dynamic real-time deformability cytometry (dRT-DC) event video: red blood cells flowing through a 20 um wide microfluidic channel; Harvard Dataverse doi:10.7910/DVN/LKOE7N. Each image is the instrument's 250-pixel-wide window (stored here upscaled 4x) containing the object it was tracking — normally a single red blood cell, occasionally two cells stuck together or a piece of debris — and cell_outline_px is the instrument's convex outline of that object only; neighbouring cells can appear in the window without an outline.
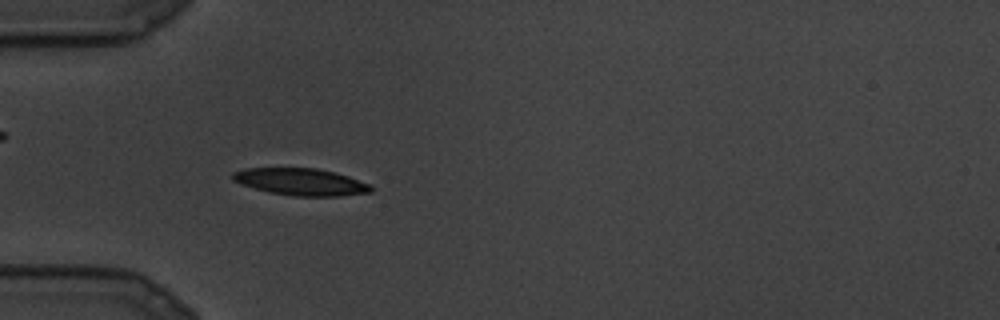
{"species": "common noctule bat (a hibernating species)", "species_latin": "Nyctalus noctula", "temperature_condition": "cold", "stored_images_in_passage": 8, "camera_frame_rate_fps": 3000, "um_per_image_px": 0.085, "animal": {"sex": "male", "body_mass_g": 19.5, "forearm_length_mm": 54.6}, "frame": {"image": 1, "passage_image": 1, "time_ms": 0.0, "image_size_px": [1000, 320], "cell_outline_px": [[372, 192], [340, 196], [296, 196], [268, 192], [232, 180], [232, 172], [244, 168], [316, 168], [336, 172], [372, 184]], "centroid_in_image_um": [25.62, 15.45], "position_along_channel_um": 59.4, "area_um2": 21.79}}
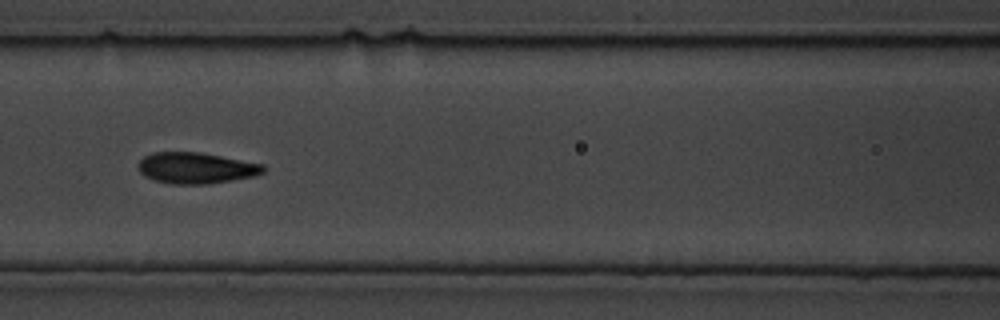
{"frame": {"image": 2, "passage_image": 5, "time_ms": 1.333, "image_size_px": [1000, 320], "cell_outline_px": [[264, 172], [252, 176], [232, 180], [204, 184], [168, 184], [144, 176], [140, 172], [136, 164], [144, 156], [152, 152], [200, 152], [264, 164]], "centroid_in_image_um": [16.62, 14.27], "position_along_channel_um": 150.0, "area_um2": 22.66}}
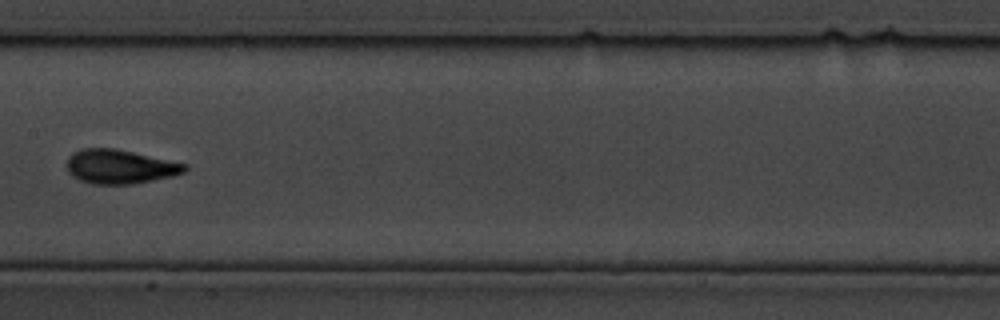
{"frame": {"image": 3, "passage_image": 7, "time_ms": 2.0, "image_size_px": [1000, 320], "cell_outline_px": [[188, 168], [184, 172], [172, 176], [132, 184], [92, 184], [80, 180], [72, 176], [68, 172], [64, 164], [68, 156], [72, 152], [80, 148], [116, 148], [188, 164]], "centroid_in_image_um": [10.14, 14.15], "position_along_channel_um": 197.3, "area_um2": 23.76}}